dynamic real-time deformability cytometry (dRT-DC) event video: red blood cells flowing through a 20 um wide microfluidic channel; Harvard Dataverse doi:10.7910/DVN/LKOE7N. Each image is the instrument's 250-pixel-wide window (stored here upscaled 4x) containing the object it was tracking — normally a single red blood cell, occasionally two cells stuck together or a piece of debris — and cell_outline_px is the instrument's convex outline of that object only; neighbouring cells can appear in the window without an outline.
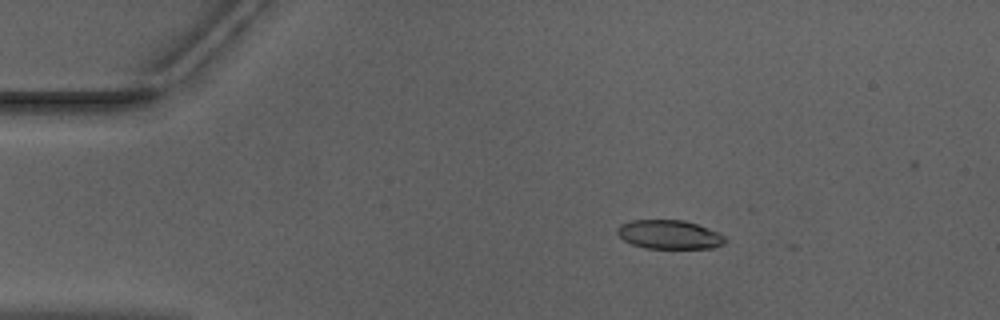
{"species": "Egyptian fruit bat (a non-hibernating species)", "species_latin": "Rousettus aegyptiacus", "temperature_condition": "warm", "stored_images_in_passage": 8, "camera_frame_rate_fps": 3000, "um_per_image_px": 0.085, "animal": {"sex": "male"}, "frame": {"image": 1, "passage_image": 1, "time_ms": 0.0, "image_size_px": [1000, 320], "cell_outline_px": [[728, 240], [724, 244], [712, 248], [644, 248], [632, 244], [624, 240], [616, 232], [616, 228], [620, 224], [632, 220], [684, 220], [708, 228], [724, 236]], "centroid_in_image_um": [56.88, 19.94], "position_along_channel_um": 28.1, "area_um2": 18.15}}